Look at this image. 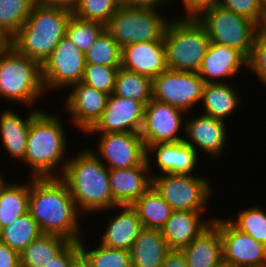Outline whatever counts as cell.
Instances as JSON below:
<instances>
[{
	"instance_id": "obj_1",
	"label": "cell",
	"mask_w": 266,
	"mask_h": 267,
	"mask_svg": "<svg viewBox=\"0 0 266 267\" xmlns=\"http://www.w3.org/2000/svg\"><path fill=\"white\" fill-rule=\"evenodd\" d=\"M30 178L28 212L41 232L79 242L83 237L80 225L83 214L66 183L60 177Z\"/></svg>"
},
{
	"instance_id": "obj_2",
	"label": "cell",
	"mask_w": 266,
	"mask_h": 267,
	"mask_svg": "<svg viewBox=\"0 0 266 267\" xmlns=\"http://www.w3.org/2000/svg\"><path fill=\"white\" fill-rule=\"evenodd\" d=\"M69 157L60 178L66 183L79 211L84 215L115 211L118 204L110 190L109 169L89 148Z\"/></svg>"
},
{
	"instance_id": "obj_3",
	"label": "cell",
	"mask_w": 266,
	"mask_h": 267,
	"mask_svg": "<svg viewBox=\"0 0 266 267\" xmlns=\"http://www.w3.org/2000/svg\"><path fill=\"white\" fill-rule=\"evenodd\" d=\"M43 110L31 120L22 163L31 169L30 177H60L69 160L66 130L57 115Z\"/></svg>"
},
{
	"instance_id": "obj_4",
	"label": "cell",
	"mask_w": 266,
	"mask_h": 267,
	"mask_svg": "<svg viewBox=\"0 0 266 267\" xmlns=\"http://www.w3.org/2000/svg\"><path fill=\"white\" fill-rule=\"evenodd\" d=\"M72 11L60 7L34 5L25 23L11 39V45L41 65L66 35Z\"/></svg>"
},
{
	"instance_id": "obj_5",
	"label": "cell",
	"mask_w": 266,
	"mask_h": 267,
	"mask_svg": "<svg viewBox=\"0 0 266 267\" xmlns=\"http://www.w3.org/2000/svg\"><path fill=\"white\" fill-rule=\"evenodd\" d=\"M45 94L40 63L20 54L12 45L0 52V99L35 108Z\"/></svg>"
},
{
	"instance_id": "obj_6",
	"label": "cell",
	"mask_w": 266,
	"mask_h": 267,
	"mask_svg": "<svg viewBox=\"0 0 266 267\" xmlns=\"http://www.w3.org/2000/svg\"><path fill=\"white\" fill-rule=\"evenodd\" d=\"M167 68L173 71L198 72L210 39L195 17H173L164 38Z\"/></svg>"
},
{
	"instance_id": "obj_7",
	"label": "cell",
	"mask_w": 266,
	"mask_h": 267,
	"mask_svg": "<svg viewBox=\"0 0 266 267\" xmlns=\"http://www.w3.org/2000/svg\"><path fill=\"white\" fill-rule=\"evenodd\" d=\"M211 182L198 174H152V186L173 211L207 213V202L215 190Z\"/></svg>"
},
{
	"instance_id": "obj_8",
	"label": "cell",
	"mask_w": 266,
	"mask_h": 267,
	"mask_svg": "<svg viewBox=\"0 0 266 267\" xmlns=\"http://www.w3.org/2000/svg\"><path fill=\"white\" fill-rule=\"evenodd\" d=\"M165 16L159 9L120 7L105 29L121 48L136 42L163 41L171 21Z\"/></svg>"
},
{
	"instance_id": "obj_9",
	"label": "cell",
	"mask_w": 266,
	"mask_h": 267,
	"mask_svg": "<svg viewBox=\"0 0 266 267\" xmlns=\"http://www.w3.org/2000/svg\"><path fill=\"white\" fill-rule=\"evenodd\" d=\"M196 19L204 26L210 42L219 43L251 55L256 36V23L244 16L214 5Z\"/></svg>"
},
{
	"instance_id": "obj_10",
	"label": "cell",
	"mask_w": 266,
	"mask_h": 267,
	"mask_svg": "<svg viewBox=\"0 0 266 267\" xmlns=\"http://www.w3.org/2000/svg\"><path fill=\"white\" fill-rule=\"evenodd\" d=\"M85 66V53L66 36L63 37L41 65L46 93L70 89L72 85L81 82Z\"/></svg>"
},
{
	"instance_id": "obj_11",
	"label": "cell",
	"mask_w": 266,
	"mask_h": 267,
	"mask_svg": "<svg viewBox=\"0 0 266 267\" xmlns=\"http://www.w3.org/2000/svg\"><path fill=\"white\" fill-rule=\"evenodd\" d=\"M204 85L198 72L167 69L152 80V98L191 114L199 107Z\"/></svg>"
},
{
	"instance_id": "obj_12",
	"label": "cell",
	"mask_w": 266,
	"mask_h": 267,
	"mask_svg": "<svg viewBox=\"0 0 266 267\" xmlns=\"http://www.w3.org/2000/svg\"><path fill=\"white\" fill-rule=\"evenodd\" d=\"M97 135V148H89L108 169H124L141 165L147 159V149L140 133H85ZM95 150V151H94ZM98 151V152H97ZM100 155V156H99Z\"/></svg>"
},
{
	"instance_id": "obj_13",
	"label": "cell",
	"mask_w": 266,
	"mask_h": 267,
	"mask_svg": "<svg viewBox=\"0 0 266 267\" xmlns=\"http://www.w3.org/2000/svg\"><path fill=\"white\" fill-rule=\"evenodd\" d=\"M185 114L184 111L172 105L152 98L145 105L144 120L140 131L145 148L157 143L184 141L185 117L183 115ZM180 131L183 135H179Z\"/></svg>"
},
{
	"instance_id": "obj_14",
	"label": "cell",
	"mask_w": 266,
	"mask_h": 267,
	"mask_svg": "<svg viewBox=\"0 0 266 267\" xmlns=\"http://www.w3.org/2000/svg\"><path fill=\"white\" fill-rule=\"evenodd\" d=\"M222 240L223 264L231 267H266V246L237 229L227 218L215 216Z\"/></svg>"
},
{
	"instance_id": "obj_15",
	"label": "cell",
	"mask_w": 266,
	"mask_h": 267,
	"mask_svg": "<svg viewBox=\"0 0 266 267\" xmlns=\"http://www.w3.org/2000/svg\"><path fill=\"white\" fill-rule=\"evenodd\" d=\"M144 112L142 102L110 94L101 117L86 133H140Z\"/></svg>"
},
{
	"instance_id": "obj_16",
	"label": "cell",
	"mask_w": 266,
	"mask_h": 267,
	"mask_svg": "<svg viewBox=\"0 0 266 267\" xmlns=\"http://www.w3.org/2000/svg\"><path fill=\"white\" fill-rule=\"evenodd\" d=\"M64 102L69 121L82 133H86L101 117L108 94L82 82L72 85Z\"/></svg>"
},
{
	"instance_id": "obj_17",
	"label": "cell",
	"mask_w": 266,
	"mask_h": 267,
	"mask_svg": "<svg viewBox=\"0 0 266 267\" xmlns=\"http://www.w3.org/2000/svg\"><path fill=\"white\" fill-rule=\"evenodd\" d=\"M227 122L213 118L205 114H199L196 117L185 121L184 142L191 146L199 155V152H205L204 155L210 157L222 156L228 140ZM200 149V151H198Z\"/></svg>"
},
{
	"instance_id": "obj_18",
	"label": "cell",
	"mask_w": 266,
	"mask_h": 267,
	"mask_svg": "<svg viewBox=\"0 0 266 267\" xmlns=\"http://www.w3.org/2000/svg\"><path fill=\"white\" fill-rule=\"evenodd\" d=\"M242 66L248 69V57L242 51L210 42L198 73L205 84L226 83L243 71Z\"/></svg>"
},
{
	"instance_id": "obj_19",
	"label": "cell",
	"mask_w": 266,
	"mask_h": 267,
	"mask_svg": "<svg viewBox=\"0 0 266 267\" xmlns=\"http://www.w3.org/2000/svg\"><path fill=\"white\" fill-rule=\"evenodd\" d=\"M150 156H155L153 163H151V159L153 158ZM198 156L201 155H198L197 152L184 141L175 143H157L152 144L147 148V161L151 177L153 167L157 168V170L159 168V174H195L194 170H196V167L198 168V162L200 161V157Z\"/></svg>"
},
{
	"instance_id": "obj_20",
	"label": "cell",
	"mask_w": 266,
	"mask_h": 267,
	"mask_svg": "<svg viewBox=\"0 0 266 267\" xmlns=\"http://www.w3.org/2000/svg\"><path fill=\"white\" fill-rule=\"evenodd\" d=\"M121 67L153 80L168 69L164 41L126 45L122 48Z\"/></svg>"
},
{
	"instance_id": "obj_21",
	"label": "cell",
	"mask_w": 266,
	"mask_h": 267,
	"mask_svg": "<svg viewBox=\"0 0 266 267\" xmlns=\"http://www.w3.org/2000/svg\"><path fill=\"white\" fill-rule=\"evenodd\" d=\"M110 190L118 205H132L152 186L147 159L139 166L109 169Z\"/></svg>"
},
{
	"instance_id": "obj_22",
	"label": "cell",
	"mask_w": 266,
	"mask_h": 267,
	"mask_svg": "<svg viewBox=\"0 0 266 267\" xmlns=\"http://www.w3.org/2000/svg\"><path fill=\"white\" fill-rule=\"evenodd\" d=\"M205 213L190 210L172 211L170 218L161 228V233L171 250H181L199 236L214 221Z\"/></svg>"
},
{
	"instance_id": "obj_23",
	"label": "cell",
	"mask_w": 266,
	"mask_h": 267,
	"mask_svg": "<svg viewBox=\"0 0 266 267\" xmlns=\"http://www.w3.org/2000/svg\"><path fill=\"white\" fill-rule=\"evenodd\" d=\"M116 215H109L99 243L112 249L130 250L143 228L137 211L131 205H118ZM119 209V210H118Z\"/></svg>"
},
{
	"instance_id": "obj_24",
	"label": "cell",
	"mask_w": 266,
	"mask_h": 267,
	"mask_svg": "<svg viewBox=\"0 0 266 267\" xmlns=\"http://www.w3.org/2000/svg\"><path fill=\"white\" fill-rule=\"evenodd\" d=\"M4 110L0 113V136L4 150L12 158L24 161L27 148V135L31 120L43 108H29L30 112L24 117L14 109Z\"/></svg>"
},
{
	"instance_id": "obj_25",
	"label": "cell",
	"mask_w": 266,
	"mask_h": 267,
	"mask_svg": "<svg viewBox=\"0 0 266 267\" xmlns=\"http://www.w3.org/2000/svg\"><path fill=\"white\" fill-rule=\"evenodd\" d=\"M188 267H219L223 264L219 227L213 222L189 245L180 250Z\"/></svg>"
},
{
	"instance_id": "obj_26",
	"label": "cell",
	"mask_w": 266,
	"mask_h": 267,
	"mask_svg": "<svg viewBox=\"0 0 266 267\" xmlns=\"http://www.w3.org/2000/svg\"><path fill=\"white\" fill-rule=\"evenodd\" d=\"M129 251L132 267H161L172 250L160 229L143 227Z\"/></svg>"
},
{
	"instance_id": "obj_27",
	"label": "cell",
	"mask_w": 266,
	"mask_h": 267,
	"mask_svg": "<svg viewBox=\"0 0 266 267\" xmlns=\"http://www.w3.org/2000/svg\"><path fill=\"white\" fill-rule=\"evenodd\" d=\"M228 83H206L204 85L200 102L203 114L226 121L233 112L235 113L243 97L231 83Z\"/></svg>"
},
{
	"instance_id": "obj_28",
	"label": "cell",
	"mask_w": 266,
	"mask_h": 267,
	"mask_svg": "<svg viewBox=\"0 0 266 267\" xmlns=\"http://www.w3.org/2000/svg\"><path fill=\"white\" fill-rule=\"evenodd\" d=\"M30 182L6 180L0 187V228L28 212Z\"/></svg>"
},
{
	"instance_id": "obj_29",
	"label": "cell",
	"mask_w": 266,
	"mask_h": 267,
	"mask_svg": "<svg viewBox=\"0 0 266 267\" xmlns=\"http://www.w3.org/2000/svg\"><path fill=\"white\" fill-rule=\"evenodd\" d=\"M69 243L66 238L43 233L19 253L20 267H45Z\"/></svg>"
},
{
	"instance_id": "obj_30",
	"label": "cell",
	"mask_w": 266,
	"mask_h": 267,
	"mask_svg": "<svg viewBox=\"0 0 266 267\" xmlns=\"http://www.w3.org/2000/svg\"><path fill=\"white\" fill-rule=\"evenodd\" d=\"M131 206L137 211L142 227L160 230L173 211L171 206L153 186L143 193Z\"/></svg>"
},
{
	"instance_id": "obj_31",
	"label": "cell",
	"mask_w": 266,
	"mask_h": 267,
	"mask_svg": "<svg viewBox=\"0 0 266 267\" xmlns=\"http://www.w3.org/2000/svg\"><path fill=\"white\" fill-rule=\"evenodd\" d=\"M82 238L79 241L81 267H132L129 250L112 249L101 243L92 249L86 246Z\"/></svg>"
},
{
	"instance_id": "obj_32",
	"label": "cell",
	"mask_w": 266,
	"mask_h": 267,
	"mask_svg": "<svg viewBox=\"0 0 266 267\" xmlns=\"http://www.w3.org/2000/svg\"><path fill=\"white\" fill-rule=\"evenodd\" d=\"M43 234L29 212L1 229L0 241L19 253Z\"/></svg>"
},
{
	"instance_id": "obj_33",
	"label": "cell",
	"mask_w": 266,
	"mask_h": 267,
	"mask_svg": "<svg viewBox=\"0 0 266 267\" xmlns=\"http://www.w3.org/2000/svg\"><path fill=\"white\" fill-rule=\"evenodd\" d=\"M112 94L146 105L152 99V79L120 67Z\"/></svg>"
},
{
	"instance_id": "obj_34",
	"label": "cell",
	"mask_w": 266,
	"mask_h": 267,
	"mask_svg": "<svg viewBox=\"0 0 266 267\" xmlns=\"http://www.w3.org/2000/svg\"><path fill=\"white\" fill-rule=\"evenodd\" d=\"M33 0H0V28L12 39L27 20Z\"/></svg>"
},
{
	"instance_id": "obj_35",
	"label": "cell",
	"mask_w": 266,
	"mask_h": 267,
	"mask_svg": "<svg viewBox=\"0 0 266 267\" xmlns=\"http://www.w3.org/2000/svg\"><path fill=\"white\" fill-rule=\"evenodd\" d=\"M122 48L110 33L104 29L93 45L85 52L86 64L121 66Z\"/></svg>"
},
{
	"instance_id": "obj_36",
	"label": "cell",
	"mask_w": 266,
	"mask_h": 267,
	"mask_svg": "<svg viewBox=\"0 0 266 267\" xmlns=\"http://www.w3.org/2000/svg\"><path fill=\"white\" fill-rule=\"evenodd\" d=\"M104 29L105 25L101 22L84 20L72 14L65 36L85 53Z\"/></svg>"
},
{
	"instance_id": "obj_37",
	"label": "cell",
	"mask_w": 266,
	"mask_h": 267,
	"mask_svg": "<svg viewBox=\"0 0 266 267\" xmlns=\"http://www.w3.org/2000/svg\"><path fill=\"white\" fill-rule=\"evenodd\" d=\"M260 207L255 205V207L241 209L235 219L234 217L227 219L237 229L266 246V210Z\"/></svg>"
},
{
	"instance_id": "obj_38",
	"label": "cell",
	"mask_w": 266,
	"mask_h": 267,
	"mask_svg": "<svg viewBox=\"0 0 266 267\" xmlns=\"http://www.w3.org/2000/svg\"><path fill=\"white\" fill-rule=\"evenodd\" d=\"M119 8V0H79L72 13L78 18L106 25Z\"/></svg>"
},
{
	"instance_id": "obj_39",
	"label": "cell",
	"mask_w": 266,
	"mask_h": 267,
	"mask_svg": "<svg viewBox=\"0 0 266 267\" xmlns=\"http://www.w3.org/2000/svg\"><path fill=\"white\" fill-rule=\"evenodd\" d=\"M120 67L86 64L81 82L110 95L113 93L116 76Z\"/></svg>"
},
{
	"instance_id": "obj_40",
	"label": "cell",
	"mask_w": 266,
	"mask_h": 267,
	"mask_svg": "<svg viewBox=\"0 0 266 267\" xmlns=\"http://www.w3.org/2000/svg\"><path fill=\"white\" fill-rule=\"evenodd\" d=\"M248 68L255 74L257 80L266 86V40L255 38Z\"/></svg>"
},
{
	"instance_id": "obj_41",
	"label": "cell",
	"mask_w": 266,
	"mask_h": 267,
	"mask_svg": "<svg viewBox=\"0 0 266 267\" xmlns=\"http://www.w3.org/2000/svg\"><path fill=\"white\" fill-rule=\"evenodd\" d=\"M217 5L255 23L258 22L260 17V0H218Z\"/></svg>"
},
{
	"instance_id": "obj_42",
	"label": "cell",
	"mask_w": 266,
	"mask_h": 267,
	"mask_svg": "<svg viewBox=\"0 0 266 267\" xmlns=\"http://www.w3.org/2000/svg\"><path fill=\"white\" fill-rule=\"evenodd\" d=\"M45 267H81L79 242H70Z\"/></svg>"
},
{
	"instance_id": "obj_43",
	"label": "cell",
	"mask_w": 266,
	"mask_h": 267,
	"mask_svg": "<svg viewBox=\"0 0 266 267\" xmlns=\"http://www.w3.org/2000/svg\"><path fill=\"white\" fill-rule=\"evenodd\" d=\"M184 11L178 17H197L203 10L217 5L218 0H180Z\"/></svg>"
},
{
	"instance_id": "obj_44",
	"label": "cell",
	"mask_w": 266,
	"mask_h": 267,
	"mask_svg": "<svg viewBox=\"0 0 266 267\" xmlns=\"http://www.w3.org/2000/svg\"><path fill=\"white\" fill-rule=\"evenodd\" d=\"M171 1L173 2L175 0H119V5L125 8L164 9L163 6H167V4L169 6L172 4Z\"/></svg>"
},
{
	"instance_id": "obj_45",
	"label": "cell",
	"mask_w": 266,
	"mask_h": 267,
	"mask_svg": "<svg viewBox=\"0 0 266 267\" xmlns=\"http://www.w3.org/2000/svg\"><path fill=\"white\" fill-rule=\"evenodd\" d=\"M0 267H20L19 252L0 241Z\"/></svg>"
},
{
	"instance_id": "obj_46",
	"label": "cell",
	"mask_w": 266,
	"mask_h": 267,
	"mask_svg": "<svg viewBox=\"0 0 266 267\" xmlns=\"http://www.w3.org/2000/svg\"><path fill=\"white\" fill-rule=\"evenodd\" d=\"M161 267H188L183 253L179 250H172L166 257Z\"/></svg>"
},
{
	"instance_id": "obj_47",
	"label": "cell",
	"mask_w": 266,
	"mask_h": 267,
	"mask_svg": "<svg viewBox=\"0 0 266 267\" xmlns=\"http://www.w3.org/2000/svg\"><path fill=\"white\" fill-rule=\"evenodd\" d=\"M35 5L60 7L73 11L79 0H33Z\"/></svg>"
},
{
	"instance_id": "obj_48",
	"label": "cell",
	"mask_w": 266,
	"mask_h": 267,
	"mask_svg": "<svg viewBox=\"0 0 266 267\" xmlns=\"http://www.w3.org/2000/svg\"><path fill=\"white\" fill-rule=\"evenodd\" d=\"M255 38H262L266 40V14H260L259 20L256 23Z\"/></svg>"
},
{
	"instance_id": "obj_49",
	"label": "cell",
	"mask_w": 266,
	"mask_h": 267,
	"mask_svg": "<svg viewBox=\"0 0 266 267\" xmlns=\"http://www.w3.org/2000/svg\"><path fill=\"white\" fill-rule=\"evenodd\" d=\"M11 46V38L0 28V52Z\"/></svg>"
},
{
	"instance_id": "obj_50",
	"label": "cell",
	"mask_w": 266,
	"mask_h": 267,
	"mask_svg": "<svg viewBox=\"0 0 266 267\" xmlns=\"http://www.w3.org/2000/svg\"><path fill=\"white\" fill-rule=\"evenodd\" d=\"M260 14H266V0H260Z\"/></svg>"
},
{
	"instance_id": "obj_51",
	"label": "cell",
	"mask_w": 266,
	"mask_h": 267,
	"mask_svg": "<svg viewBox=\"0 0 266 267\" xmlns=\"http://www.w3.org/2000/svg\"><path fill=\"white\" fill-rule=\"evenodd\" d=\"M2 171L0 170V187L4 184V182L6 181V179L4 178L5 176H3V174H1Z\"/></svg>"
},
{
	"instance_id": "obj_52",
	"label": "cell",
	"mask_w": 266,
	"mask_h": 267,
	"mask_svg": "<svg viewBox=\"0 0 266 267\" xmlns=\"http://www.w3.org/2000/svg\"><path fill=\"white\" fill-rule=\"evenodd\" d=\"M219 267H231V266H229V265H226V264H222L221 266H219Z\"/></svg>"
}]
</instances>
